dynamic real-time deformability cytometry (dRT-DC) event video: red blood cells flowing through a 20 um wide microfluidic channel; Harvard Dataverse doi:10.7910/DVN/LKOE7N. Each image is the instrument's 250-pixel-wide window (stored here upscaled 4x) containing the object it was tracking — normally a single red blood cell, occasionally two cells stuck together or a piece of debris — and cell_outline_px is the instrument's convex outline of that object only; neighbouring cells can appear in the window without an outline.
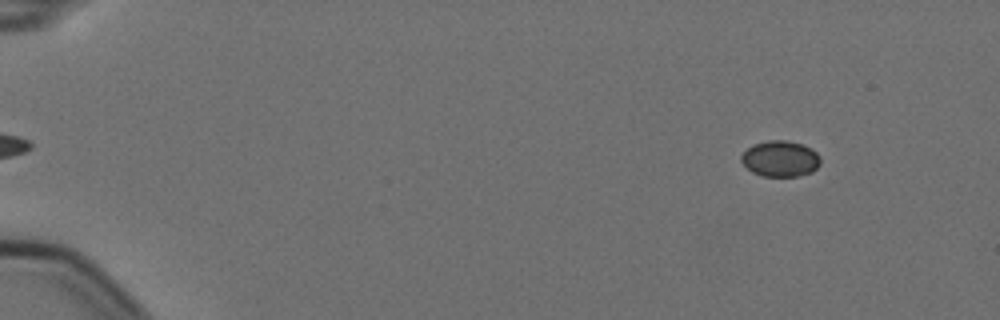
{"species": "Egyptian fruit bat (a non-hibernating species)", "species_latin": "Rousettus aegyptiacus", "temperature_condition": "cold", "stored_images_in_passage": 4, "camera_frame_rate_fps": 3000, "um_per_image_px": 0.085, "animal": {"sex": "female"}, "frame": {"image": 1, "passage_image": 1, "time_ms": 0.0, "image_size_px": [1000, 320], "cell_outline_px": [[820, 164], [812, 172], [796, 176], [764, 176], [752, 172], [740, 160], [740, 156], [752, 144], [768, 140], [788, 140], [804, 144], [812, 148], [820, 156]], "centroid_in_image_um": [66.34, 13.47], "position_along_channel_um": 18.7, "area_um2": 16.7}}
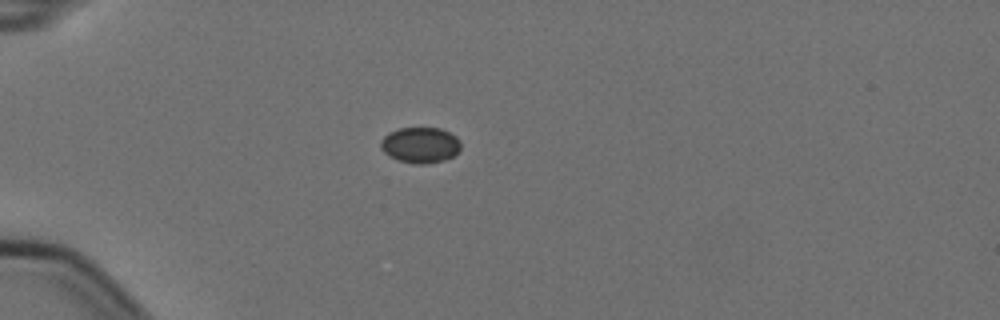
{"frame": {"image": 2, "passage_image": 4, "time_ms": 1.0, "image_size_px": [1000, 320], "cell_outline_px": [[460, 148], [452, 156], [444, 160], [424, 164], [416, 164], [400, 160], [384, 152], [380, 148], [380, 140], [388, 132], [400, 128], [440, 128], [456, 136], [460, 140]], "centroid_in_image_um": [35.71, 12.31], "position_along_channel_um": 49.3, "area_um2": 16.53}}